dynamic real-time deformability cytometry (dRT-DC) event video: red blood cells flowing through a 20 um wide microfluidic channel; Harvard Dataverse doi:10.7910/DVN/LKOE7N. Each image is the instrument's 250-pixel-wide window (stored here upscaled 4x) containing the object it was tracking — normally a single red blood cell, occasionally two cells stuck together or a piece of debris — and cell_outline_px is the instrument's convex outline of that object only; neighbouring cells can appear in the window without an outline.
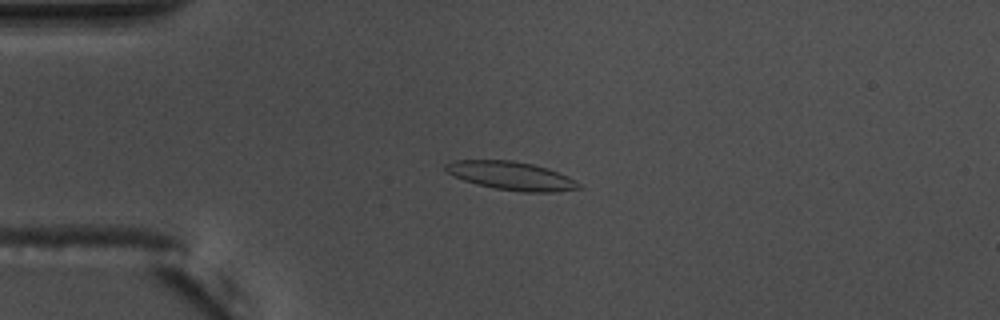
{"species": "common noctule bat (a hibernating species)", "species_latin": "Nyctalus noctula", "temperature_condition": "warm", "stored_images_in_passage": 43, "camera_frame_rate_fps": 3000, "um_per_image_px": 0.085, "animal": {"sex": "male", "body_mass_g": 17.5, "forearm_length_mm": 52.3}, "frame": {"image": 1, "passage_image": 1, "time_ms": 0.0, "image_size_px": [1000, 320], "cell_outline_px": [[584, 188], [556, 192], [520, 192], [496, 188], [476, 184], [452, 176], [444, 168], [444, 164], [456, 160], [512, 160], [532, 164], [548, 168], [568, 176], [580, 184]], "centroid_in_image_um": [43.47, 14.94], "position_along_channel_um": 41.5, "area_um2": 22.14}}
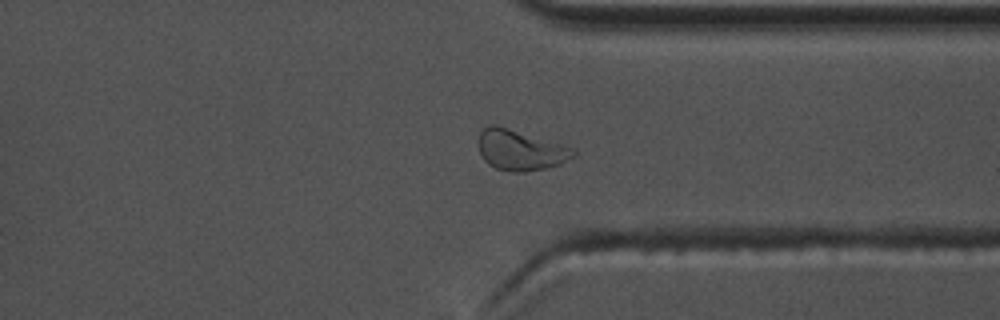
{"frame": {"image": 2, "passage_image": 30, "time_ms": 9.667, "image_size_px": [1000, 320], "cell_outline_px": [[576, 152], [572, 156], [560, 164], [544, 168], [524, 172], [512, 172], [496, 168], [488, 164], [484, 160], [480, 152], [480, 132], [484, 128], [492, 124], [496, 124], [576, 148]], "centroid_in_image_um": [44.24, 12.75], "position_along_channel_um": 367.2, "area_um2": 22.2}}
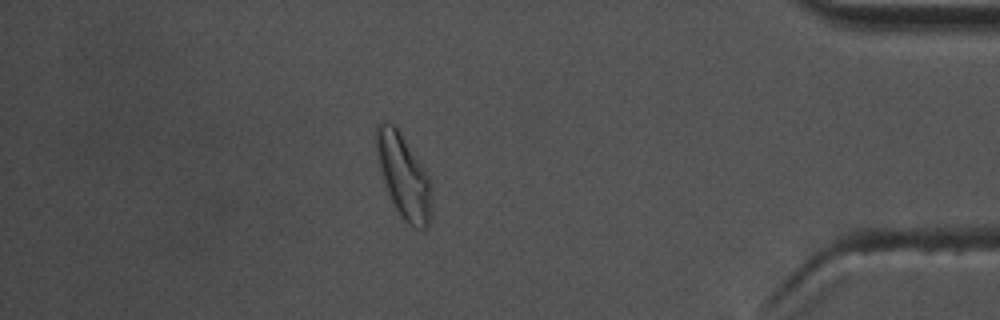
{"frame": {"image": 3, "passage_image": 36, "time_ms": 11.667, "image_size_px": [1000, 320], "cell_outline_px": [[432, 220], [424, 228], [420, 228], [408, 224], [400, 216], [388, 192], [380, 172], [372, 136], [376, 124], [384, 120], [388, 120], [400, 132], [432, 180]], "centroid_in_image_um": [34.29, 14.92], "position_along_channel_um": 400.9, "area_um2": 27.69}, "authors_computed_cell_mechanics": {"area_um2": 21.1548, "velocity_mm_per_s": 3.6456, "shape_relaxation_time_tau1_ms": 10.9365, "shape_relaxation_time_tau2_ms": 1.7185, "deformation_change_tau1": 0.229, "deformation_change_tau2": 0.0835}}